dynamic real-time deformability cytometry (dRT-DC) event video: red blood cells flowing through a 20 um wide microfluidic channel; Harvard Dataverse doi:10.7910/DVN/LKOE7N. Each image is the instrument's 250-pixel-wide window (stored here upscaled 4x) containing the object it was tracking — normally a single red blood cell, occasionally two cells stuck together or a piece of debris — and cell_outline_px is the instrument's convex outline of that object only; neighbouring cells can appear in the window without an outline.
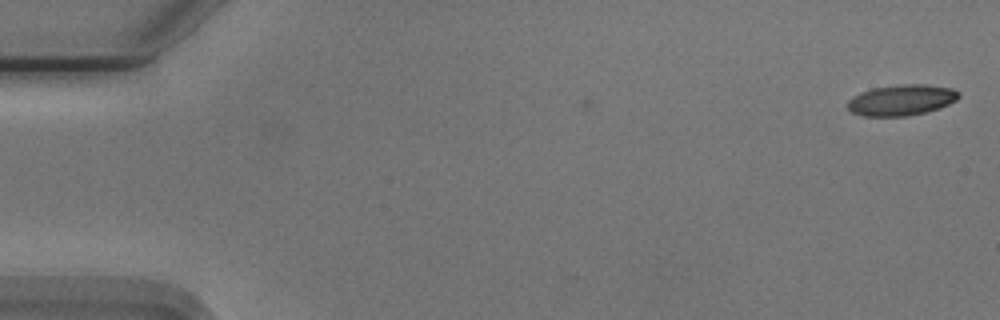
{"species": "Egyptian fruit bat (a non-hibernating species)", "species_latin": "Rousettus aegyptiacus", "temperature_condition": "cold", "stored_images_in_passage": 47, "camera_frame_rate_fps": 3000, "um_per_image_px": 0.085, "animal": {"sex": "male"}, "frame": {"image": 1, "passage_image": 1, "time_ms": 0.0, "image_size_px": [1000, 320], "cell_outline_px": [[960, 96], [956, 100], [940, 108], [908, 116], [864, 116], [852, 112], [848, 108], [848, 100], [852, 96], [860, 92], [872, 88], [900, 84], [924, 84], [952, 88], [960, 92]], "centroid_in_image_um": [76.62, 8.49], "position_along_channel_um": 8.4, "area_um2": 20.06}}
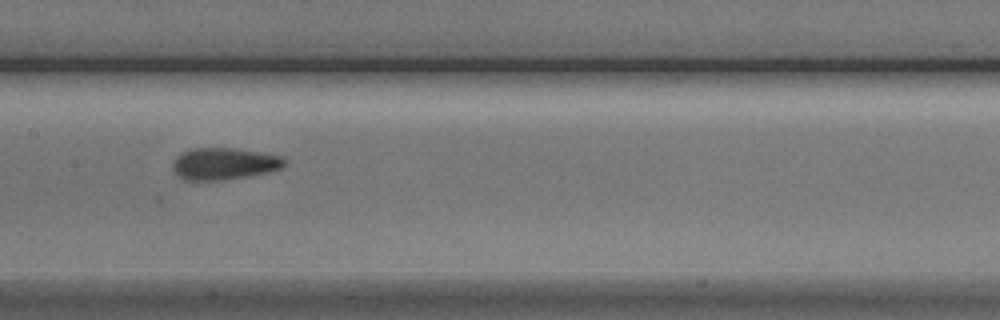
{"frame": {"image": 2, "passage_image": 27, "time_ms": 8.667, "image_size_px": [1000, 320], "cell_outline_px": [[288, 160], [280, 168], [268, 172], [248, 176], [220, 180], [184, 180], [172, 168], [172, 160], [180, 152], [192, 148], [232, 148], [280, 156]], "centroid_in_image_um": [19.0, 13.91], "position_along_channel_um": 188.4, "area_um2": 20.63}}
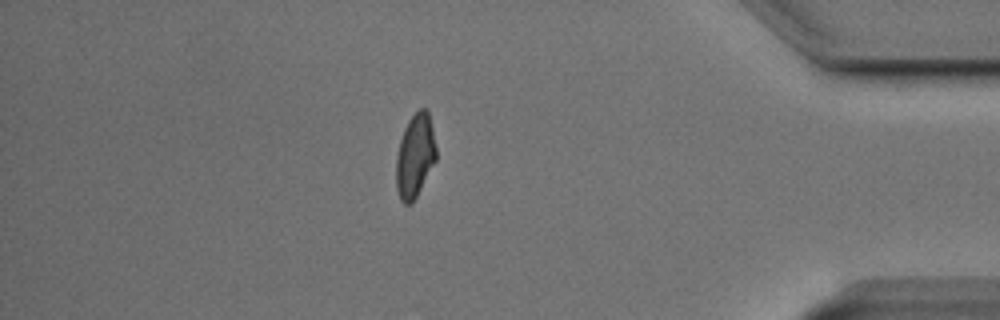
{"frame": {"image": 3, "passage_image": 47, "time_ms": 15.333, "image_size_px": [1000, 320], "cell_outline_px": [[436, 160], [412, 204], [404, 204], [400, 200], [396, 188], [396, 156], [400, 140], [404, 128], [408, 120], [420, 108], [424, 108], [428, 112], [432, 128], [436, 148]], "centroid_in_image_um": [35.26, 13.27], "position_along_channel_um": 399.9, "area_um2": 19.42}, "authors_computed_cell_mechanics": {"area_um2": 20.4612, "velocity_mm_per_s": 3.7416, "shape_relaxation_time_tau1_ms": 5.5147, "shape_relaxation_time_tau2_ms": 1.5469, "deformation_change_tau1": 0.1551, "deformation_change_tau2": 0.0899}}